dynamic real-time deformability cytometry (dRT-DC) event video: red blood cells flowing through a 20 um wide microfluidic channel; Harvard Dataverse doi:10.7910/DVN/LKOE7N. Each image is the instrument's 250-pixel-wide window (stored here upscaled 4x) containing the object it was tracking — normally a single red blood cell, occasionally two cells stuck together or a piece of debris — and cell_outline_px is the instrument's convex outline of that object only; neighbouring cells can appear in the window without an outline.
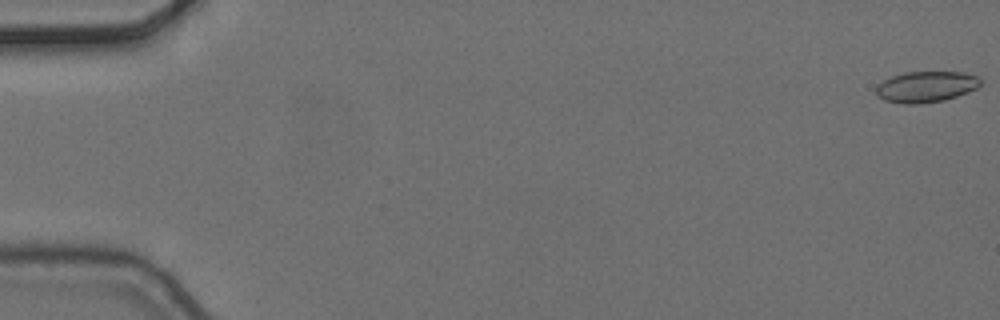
{"species": "common noctule bat (a hibernating species)", "species_latin": "Nyctalus noctula", "temperature_condition": "cold", "stored_images_in_passage": 2, "camera_frame_rate_fps": 3000, "um_per_image_px": 0.085, "animal": {"sex": "female", "body_mass_g": 24.6, "forearm_length_mm": 56.2}, "frame": {"image": 1, "passage_image": 1, "time_ms": 0.0, "image_size_px": [1000, 320], "cell_outline_px": [[980, 84], [976, 88], [968, 92], [944, 100], [916, 104], [904, 104], [884, 100], [876, 96], [876, 88], [884, 80], [892, 76], [904, 72], [964, 72], [980, 76]], "centroid_in_image_um": [78.72, 7.37], "position_along_channel_um": 6.3, "area_um2": 18.84}}